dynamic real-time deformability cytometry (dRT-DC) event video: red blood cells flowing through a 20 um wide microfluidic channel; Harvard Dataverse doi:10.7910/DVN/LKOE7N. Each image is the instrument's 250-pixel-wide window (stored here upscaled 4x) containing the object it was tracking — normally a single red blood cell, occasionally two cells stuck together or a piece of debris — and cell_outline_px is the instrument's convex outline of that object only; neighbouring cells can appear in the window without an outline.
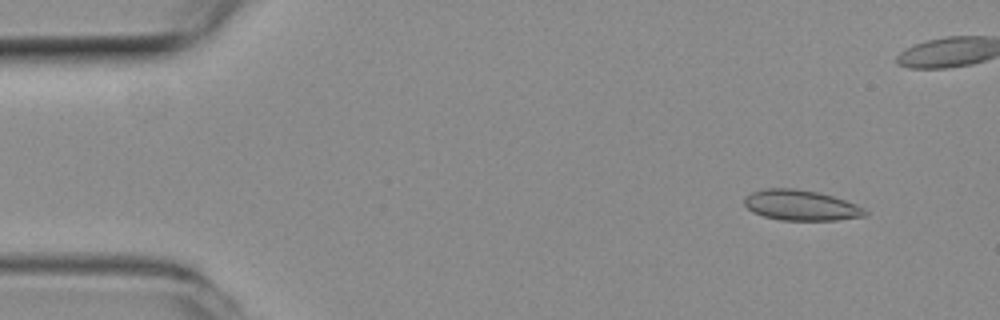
{"species": "common noctule bat (a hibernating species)", "species_latin": "Nyctalus noctula", "temperature_condition": "room temperature", "stored_images_in_passage": 50, "camera_frame_rate_fps": 3000, "um_per_image_px": 0.085, "animal": {"sex": "female", "body_mass_g": 19.3, "forearm_length_mm": 54.1}, "frame": {"image": 1, "passage_image": 4, "time_ms": 1.0, "image_size_px": [1000, 320], "cell_outline_px": [[868, 212], [864, 216], [836, 220], [780, 220], [764, 216], [752, 212], [744, 204], [744, 200], [752, 192], [764, 188], [792, 188], [816, 192], [832, 196], [856, 204], [864, 208]], "centroid_in_image_um": [68.07, 17.45], "position_along_channel_um": 16.9, "area_um2": 21.21}}
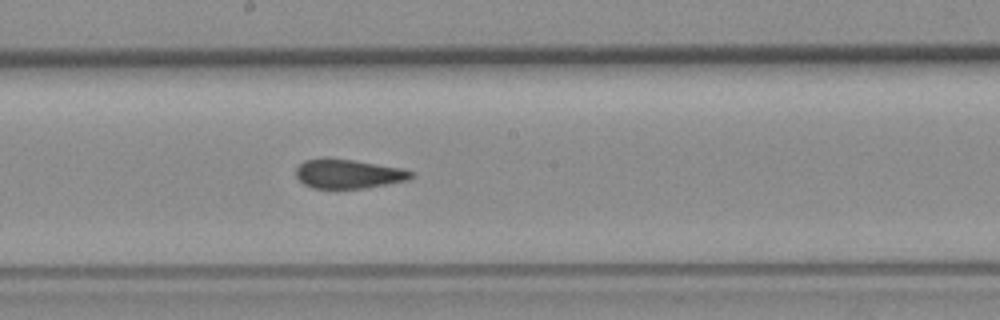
{"frame": {"image": 2, "passage_image": 27, "time_ms": 8.667, "image_size_px": [1000, 320], "cell_outline_px": [[416, 176], [408, 180], [364, 188], [312, 188], [304, 184], [296, 176], [296, 168], [304, 160], [352, 160], [404, 168], [416, 172]], "centroid_in_image_um": [29.69, 14.8], "position_along_channel_um": 218.5, "area_um2": 19.25}}
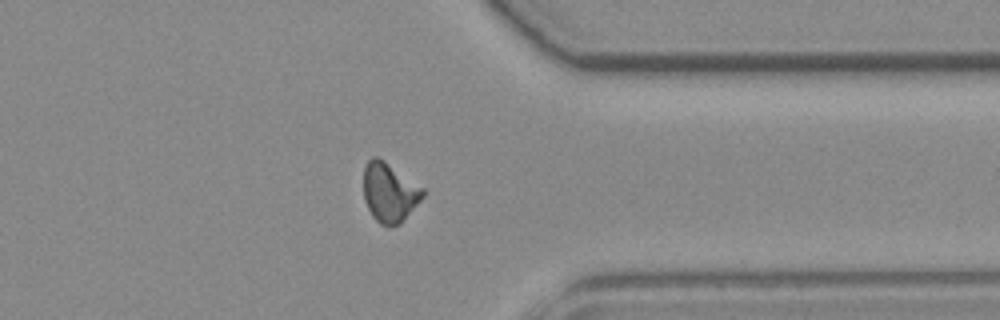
{"frame": {"image": 3, "passage_image": 40, "time_ms": 13.0, "image_size_px": [1000, 320], "cell_outline_px": [[424, 196], [404, 220], [400, 224], [380, 224], [372, 216], [364, 200], [364, 168], [368, 160], [372, 156], [376, 156], [384, 160], [424, 188]], "centroid_in_image_um": [33.1, 16.33], "position_along_channel_um": 378.3, "area_um2": 20.35}, "authors_computed_cell_mechanics": {"area_um2": 20.2878, "velocity_mm_per_s": 3.883, "shape_relaxation_time_tau1_ms": null, "shape_relaxation_time_tau2_ms": 1.5865, "deformation_change_tau1": null, "deformation_change_tau2": 0.0542}}